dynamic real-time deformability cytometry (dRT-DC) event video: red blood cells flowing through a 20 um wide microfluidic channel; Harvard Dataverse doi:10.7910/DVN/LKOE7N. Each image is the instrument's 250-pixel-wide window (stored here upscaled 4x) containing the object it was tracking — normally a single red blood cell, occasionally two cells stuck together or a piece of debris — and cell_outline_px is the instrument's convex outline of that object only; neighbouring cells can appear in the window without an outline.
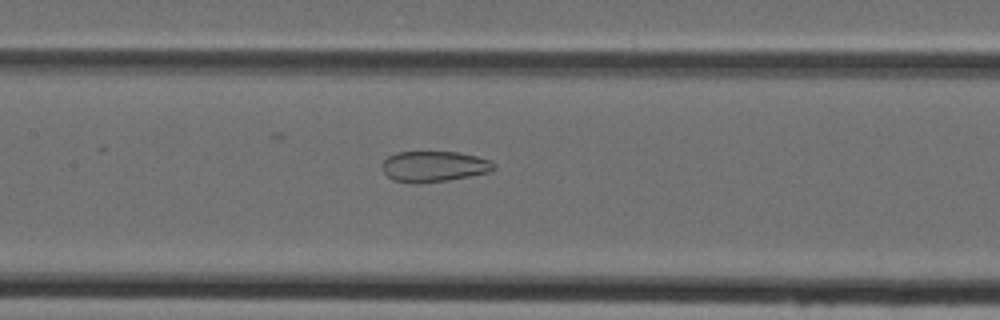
{"species": "Egyptian fruit bat (a non-hibernating species)", "species_latin": "Rousettus aegyptiacus", "temperature_condition": "cold", "stored_images_in_passage": 38, "camera_frame_rate_fps": 3000, "um_per_image_px": 0.085, "animal": {"sex": "female"}, "frame": {"image": 1, "passage_image": 13, "time_ms": 4.0, "image_size_px": [1000, 320], "cell_outline_px": [[496, 168], [488, 172], [448, 180], [416, 184], [412, 184], [392, 180], [384, 172], [384, 160], [388, 156], [396, 152], [460, 152], [476, 156], [488, 160], [496, 164]], "centroid_in_image_um": [36.88, 14.15], "position_along_channel_um": 170.5, "area_um2": 19.94}}
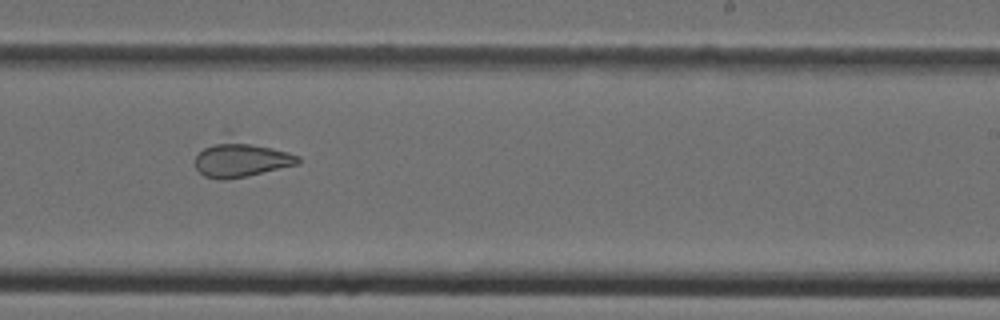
{"frame": {"image": 2, "passage_image": 20, "time_ms": 6.333, "image_size_px": [1000, 320], "cell_outline_px": [[300, 164], [248, 176], [224, 180], [220, 180], [204, 176], [196, 168], [196, 156], [204, 148], [228, 128], [300, 156]], "centroid_in_image_um": [20.52, 13.35], "position_along_channel_um": 268.5, "area_um2": 23.87}}
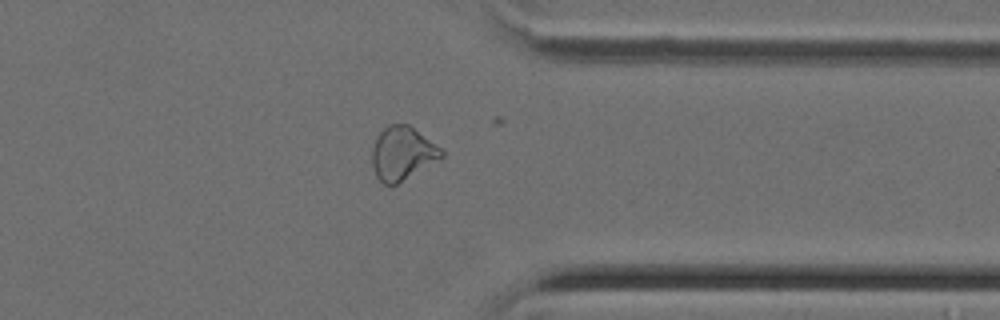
{"frame": {"image": 3, "passage_image": 28, "time_ms": 9.0, "image_size_px": [1000, 320], "cell_outline_px": [[444, 156], [396, 184], [384, 184], [376, 176], [372, 164], [372, 148], [376, 136], [388, 124], [408, 124], [440, 148], [444, 152]], "centroid_in_image_um": [34.16, 13.02], "position_along_channel_um": 377.2, "area_um2": 21.15}}